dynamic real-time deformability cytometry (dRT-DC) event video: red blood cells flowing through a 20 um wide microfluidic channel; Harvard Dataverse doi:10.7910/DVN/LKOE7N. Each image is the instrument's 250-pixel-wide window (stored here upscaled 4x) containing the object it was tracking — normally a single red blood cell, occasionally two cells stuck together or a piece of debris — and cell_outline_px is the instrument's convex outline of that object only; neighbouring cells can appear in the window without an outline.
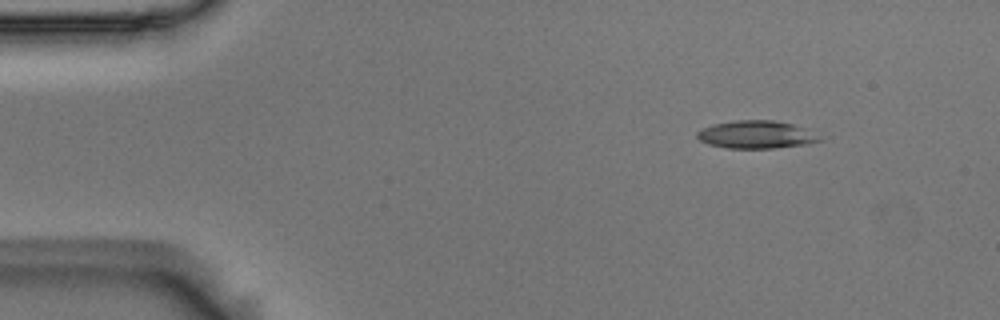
{"species": "Egyptian fruit bat (a non-hibernating species)", "species_latin": "Rousettus aegyptiacus", "temperature_condition": "room temperature", "stored_images_in_passage": 5, "camera_frame_rate_fps": 3000, "um_per_image_px": 0.085, "animal": {"sex": "male"}, "frame": {"image": 1, "passage_image": 2, "time_ms": 0.333, "image_size_px": [1000, 320], "cell_outline_px": [[832, 136], [824, 140], [808, 144], [772, 148], [728, 148], [708, 144], [700, 140], [696, 136], [696, 132], [704, 128], [716, 124], [736, 120], [772, 120], [792, 124]], "centroid_in_image_um": [64.46, 11.45], "position_along_channel_um": 20.5, "area_um2": 20.23}}
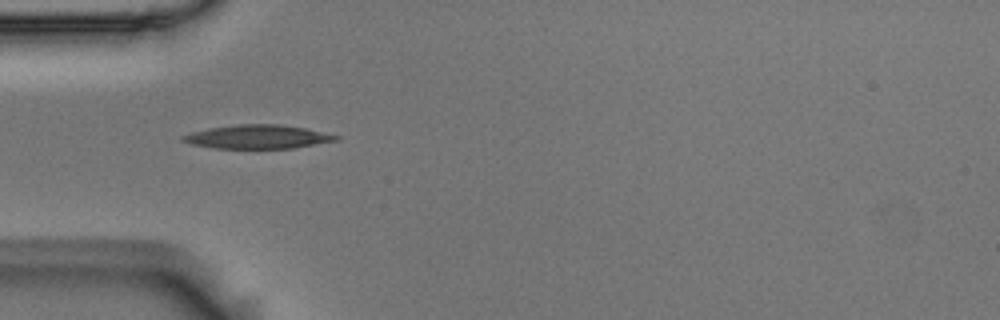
{"frame": {"image": 2, "passage_image": 5, "time_ms": 1.333, "image_size_px": [1000, 320], "cell_outline_px": [[340, 140], [292, 148], [216, 148], [192, 144], [180, 140], [180, 136], [192, 132], [208, 128], [240, 124], [280, 124], [308, 128], [340, 136]], "centroid_in_image_um": [21.93, 11.62], "position_along_channel_um": 63.1, "area_um2": 21.21}}